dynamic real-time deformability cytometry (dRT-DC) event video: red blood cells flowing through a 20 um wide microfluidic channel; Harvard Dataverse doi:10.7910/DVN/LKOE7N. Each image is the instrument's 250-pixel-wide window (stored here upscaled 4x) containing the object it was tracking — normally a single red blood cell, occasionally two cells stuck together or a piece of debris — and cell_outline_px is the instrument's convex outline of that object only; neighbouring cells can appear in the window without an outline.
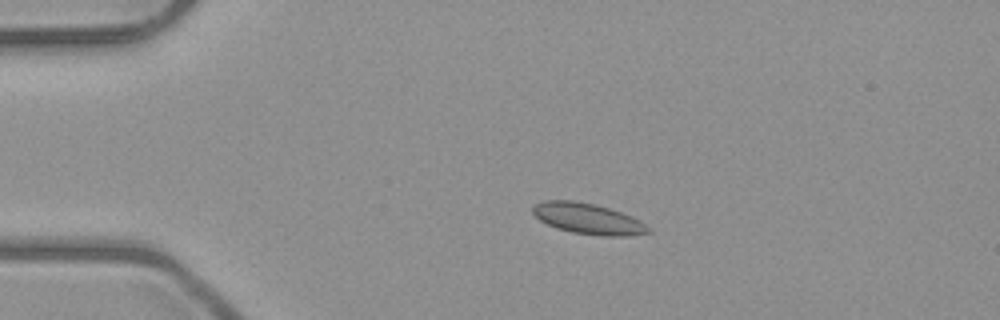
{"species": "common noctule bat (a hibernating species)", "species_latin": "Nyctalus noctula", "temperature_condition": "room temperature", "stored_images_in_passage": 3, "camera_frame_rate_fps": 3000, "um_per_image_px": 0.085, "animal": {"sex": "male", "body_mass_g": 23.1, "forearm_length_mm": 52.7}, "frame": {"image": 1, "passage_image": 2, "time_ms": 1.333, "image_size_px": [1000, 320], "cell_outline_px": [[652, 232], [628, 236], [604, 236], [572, 232], [556, 228], [540, 220], [532, 212], [532, 208], [536, 204], [544, 200], [576, 200], [596, 204], [632, 216], [652, 228]], "centroid_in_image_um": [50.0, 18.59], "position_along_channel_um": 35.0, "area_um2": 20.81}}